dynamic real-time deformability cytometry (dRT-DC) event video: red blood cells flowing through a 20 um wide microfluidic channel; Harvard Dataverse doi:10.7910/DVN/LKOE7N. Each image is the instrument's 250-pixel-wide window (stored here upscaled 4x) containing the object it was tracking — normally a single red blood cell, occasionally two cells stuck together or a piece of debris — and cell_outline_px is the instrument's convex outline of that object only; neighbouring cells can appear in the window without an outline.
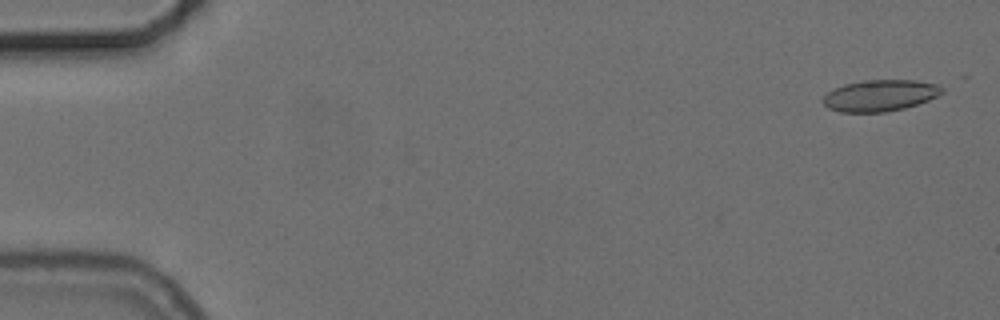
{"species": "common noctule bat (a hibernating species)", "species_latin": "Nyctalus noctula", "temperature_condition": "cold", "stored_images_in_passage": 48, "camera_frame_rate_fps": 3000, "um_per_image_px": 0.085, "animal": {"sex": "female", "body_mass_g": 24.6, "forearm_length_mm": 56.2}, "frame": {"image": 1, "passage_image": 2, "time_ms": 0.333, "image_size_px": [1000, 320], "cell_outline_px": [[944, 92], [928, 100], [904, 108], [884, 112], [840, 112], [828, 108], [820, 100], [828, 92], [844, 84], [864, 80], [916, 80], [936, 84], [944, 88]], "centroid_in_image_um": [74.79, 8.11], "position_along_channel_um": 10.2, "area_um2": 21.73}}
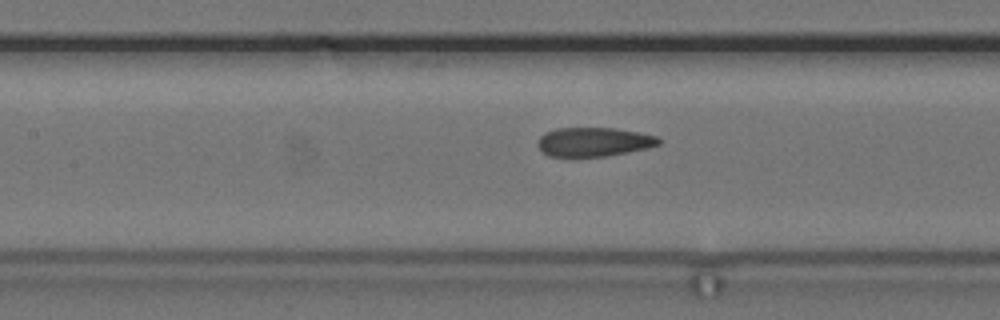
{"frame": {"image": 2, "passage_image": 25, "time_ms": 8.0, "image_size_px": [1000, 320], "cell_outline_px": [[660, 144], [648, 148], [628, 152], [604, 156], [572, 160], [548, 156], [540, 148], [540, 136], [544, 132], [556, 128], [616, 128], [640, 132], [656, 136], [660, 140]], "centroid_in_image_um": [50.44, 12.1], "position_along_channel_um": 157.0, "area_um2": 21.1}}
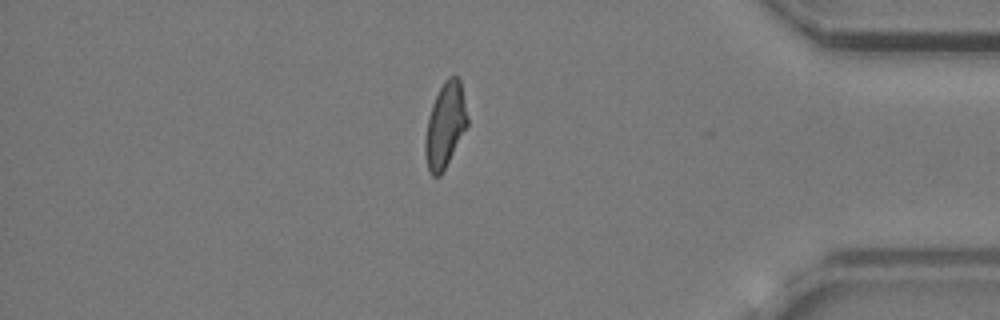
{"frame": {"image": 3, "passage_image": 47, "time_ms": 15.333, "image_size_px": [1000, 320], "cell_outline_px": [[468, 124], [440, 176], [432, 176], [428, 168], [424, 152], [424, 144], [428, 116], [432, 104], [444, 80], [448, 76], [456, 76], [460, 80], [468, 116]], "centroid_in_image_um": [37.83, 10.62], "position_along_channel_um": 397.4, "area_um2": 20.63}, "authors_computed_cell_mechanics": {"area_um2": 21.5305, "velocity_mm_per_s": 3.7259, "shape_relaxation_time_tau1_ms": 8.2924, "shape_relaxation_time_tau2_ms": 1.733, "deformation_change_tau1": 0.1725, "deformation_change_tau2": 0.0937}}